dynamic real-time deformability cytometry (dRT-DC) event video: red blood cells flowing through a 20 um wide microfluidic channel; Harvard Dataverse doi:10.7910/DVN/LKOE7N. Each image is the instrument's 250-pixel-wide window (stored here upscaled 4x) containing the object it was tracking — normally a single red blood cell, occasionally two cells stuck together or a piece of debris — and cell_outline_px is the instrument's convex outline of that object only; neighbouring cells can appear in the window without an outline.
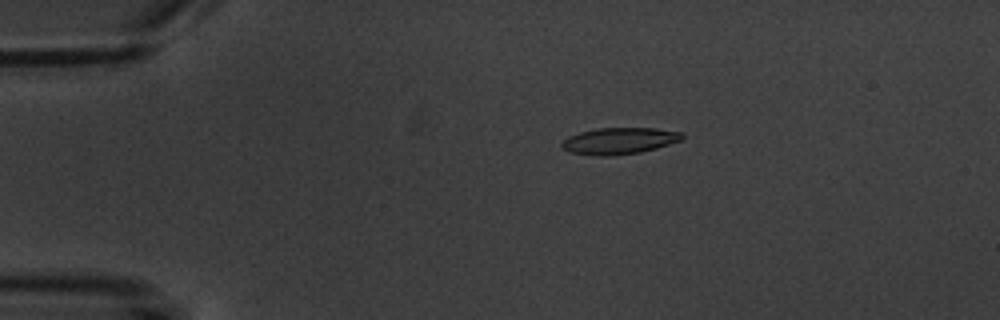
{"species": "common noctule bat (a hibernating species)", "species_latin": "Nyctalus noctula", "temperature_condition": "warm", "stored_images_in_passage": 6, "camera_frame_rate_fps": 3000, "um_per_image_px": 0.085, "animal": {"sex": "male", "body_mass_g": 20.1, "forearm_length_mm": 53.5}, "frame": {"image": 1, "passage_image": 2, "time_ms": 1.0, "image_size_px": [1000, 320], "cell_outline_px": [[684, 136], [680, 140], [656, 148], [640, 152], [612, 156], [596, 156], [572, 152], [564, 148], [560, 144], [568, 136], [580, 132], [596, 128], [656, 128], [684, 132]], "centroid_in_image_um": [52.65, 11.96], "position_along_channel_um": 32.4, "area_um2": 18.55}}
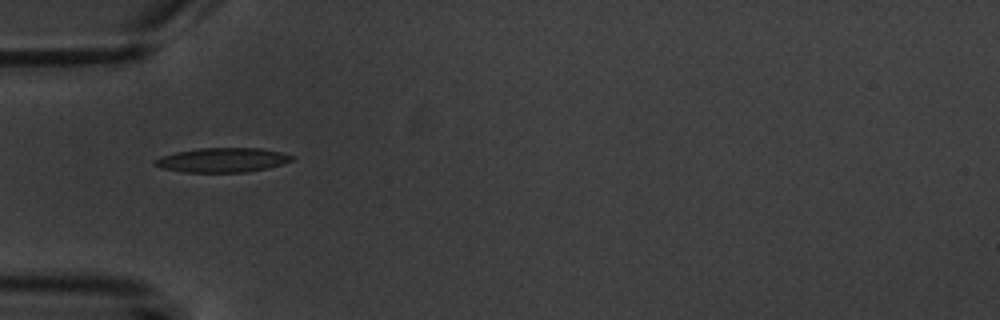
{"frame": {"image": 2, "passage_image": 4, "time_ms": 3.333, "image_size_px": [1000, 320], "cell_outline_px": [[296, 156], [292, 160], [284, 164], [268, 168], [248, 172], [184, 172], [160, 168], [152, 164], [152, 160], [160, 156], [176, 152], [196, 148], [260, 148], [280, 152]], "centroid_in_image_um": [18.88, 13.6], "position_along_channel_um": 66.1, "area_um2": 19.77}}
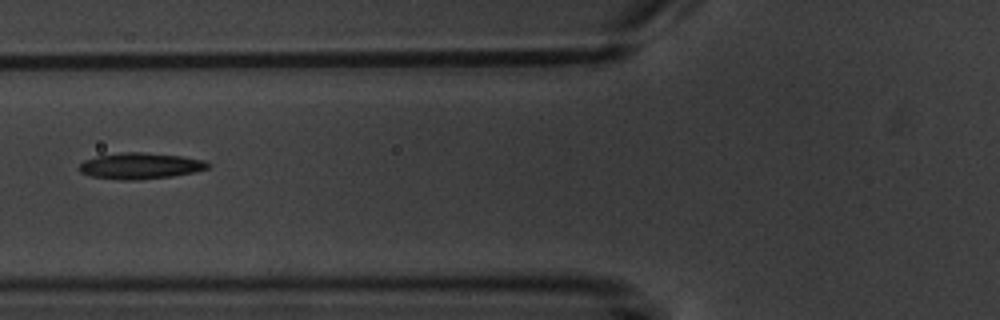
{"frame": {"image": 3, "passage_image": 5, "time_ms": 4.667, "image_size_px": [1000, 320], "cell_outline_px": [[212, 164], [208, 168], [192, 172], [172, 176], [136, 180], [120, 180], [92, 176], [80, 172], [80, 164], [84, 160], [96, 156], [124, 152], [140, 152], [180, 156], [204, 160]], "centroid_in_image_um": [11.92, 14.1], "position_along_channel_um": 113.9, "area_um2": 19.42}}